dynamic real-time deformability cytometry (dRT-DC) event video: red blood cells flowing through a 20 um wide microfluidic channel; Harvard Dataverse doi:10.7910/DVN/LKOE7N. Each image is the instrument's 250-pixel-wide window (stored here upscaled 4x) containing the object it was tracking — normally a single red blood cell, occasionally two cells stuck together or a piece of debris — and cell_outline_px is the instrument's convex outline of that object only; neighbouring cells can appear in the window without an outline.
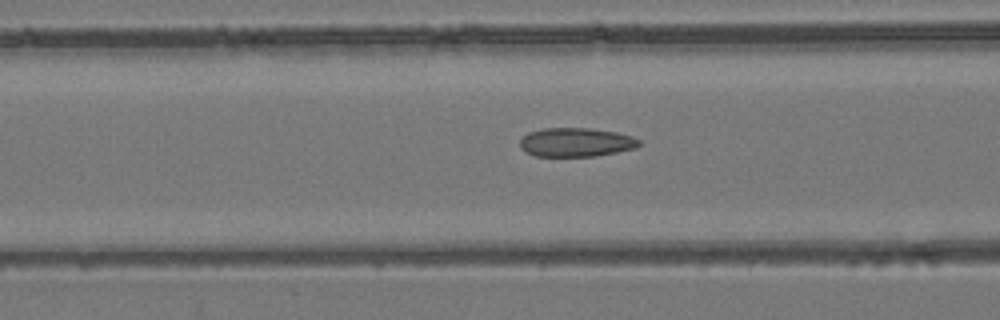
{"species": "common noctule bat (a hibernating species)", "species_latin": "Nyctalus noctula", "temperature_condition": "room temperature", "stored_images_in_passage": 40, "camera_frame_rate_fps": 3000, "um_per_image_px": 0.085, "animal": {"sex": "female", "body_mass_g": 24.6, "forearm_length_mm": 56.2}, "frame": {"image": 1, "passage_image": 14, "time_ms": 4.333, "image_size_px": [1000, 320], "cell_outline_px": [[640, 144], [636, 148], [596, 156], [536, 156], [524, 152], [520, 148], [520, 140], [528, 132], [544, 128], [588, 128], [616, 132], [632, 136], [640, 140]], "centroid_in_image_um": [48.94, 12.09], "position_along_channel_um": 117.7, "area_um2": 20.11}}
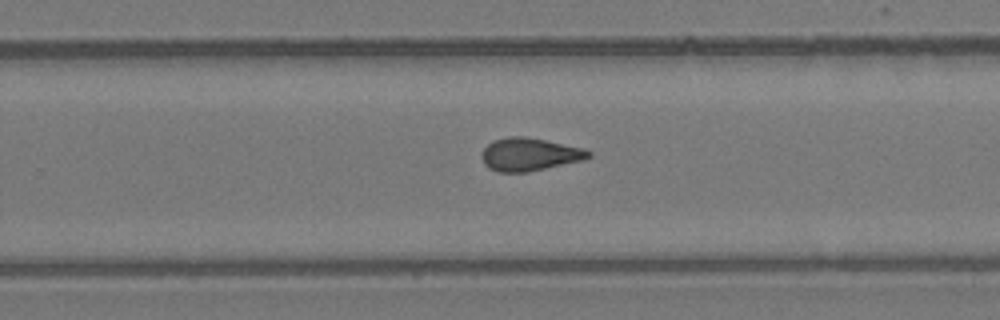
{"frame": {"image": 2, "passage_image": 27, "time_ms": 8.667, "image_size_px": [1000, 320], "cell_outline_px": [[592, 156], [584, 160], [524, 172], [500, 172], [488, 168], [484, 164], [480, 156], [480, 152], [492, 140], [508, 136], [524, 136], [584, 148], [592, 152]], "centroid_in_image_um": [44.97, 13.11], "position_along_channel_um": 284.8, "area_um2": 20.52}}
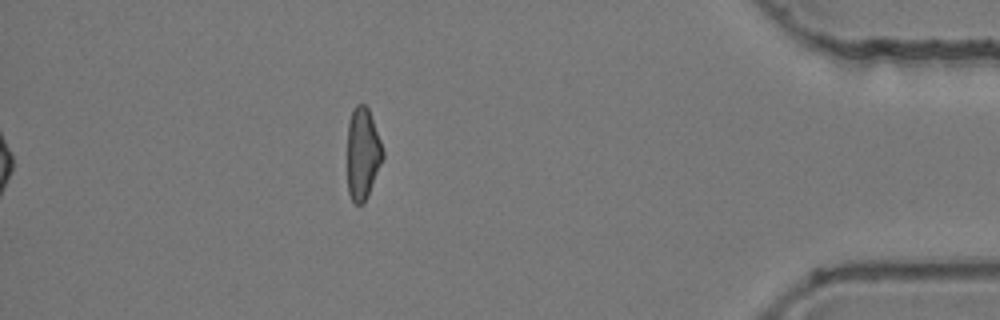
{"frame": {"image": 3, "passage_image": 40, "time_ms": 13.0, "image_size_px": [1000, 320], "cell_outline_px": [[384, 156], [368, 196], [364, 204], [356, 204], [352, 200], [348, 192], [348, 124], [352, 108], [356, 104], [364, 104], [368, 108], [380, 140], [384, 152]], "centroid_in_image_um": [30.82, 13.06], "position_along_channel_um": 404.4, "area_um2": 18.96}, "authors_computed_cell_mechanics": {"area_um2": 20.2011, "velocity_mm_per_s": 3.8568, "shape_relaxation_time_tau1_ms": null, "shape_relaxation_time_tau2_ms": 2.18, "deformation_change_tau1": null, "deformation_change_tau2": 0.0984}}